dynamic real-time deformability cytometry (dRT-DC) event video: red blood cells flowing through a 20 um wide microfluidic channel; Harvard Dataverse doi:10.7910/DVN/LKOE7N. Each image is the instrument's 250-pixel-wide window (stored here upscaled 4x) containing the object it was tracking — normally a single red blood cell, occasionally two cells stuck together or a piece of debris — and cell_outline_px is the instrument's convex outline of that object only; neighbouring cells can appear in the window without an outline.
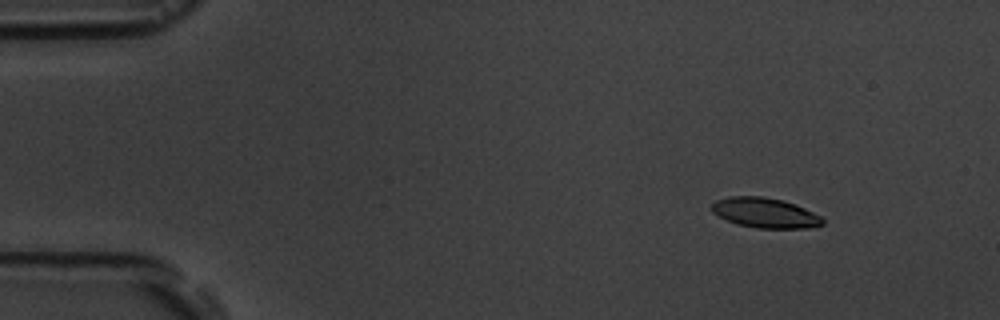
{"species": "common noctule bat (a hibernating species)", "species_latin": "Nyctalus noctula", "temperature_condition": "room temperature", "stored_images_in_passage": 5, "camera_frame_rate_fps": 3000, "um_per_image_px": 0.085, "animal": {"sex": "male", "body_mass_g": 19.5, "forearm_length_mm": 54.6}, "frame": {"image": 1, "passage_image": 2, "time_ms": 1.333, "image_size_px": [1000, 320], "cell_outline_px": [[824, 224], [808, 228], [756, 228], [736, 224], [712, 212], [712, 204], [716, 200], [728, 196], [764, 196], [784, 200], [796, 204], [820, 216], [824, 220]], "centroid_in_image_um": [65.03, 18.08], "position_along_channel_um": 20.0, "area_um2": 19.42}}
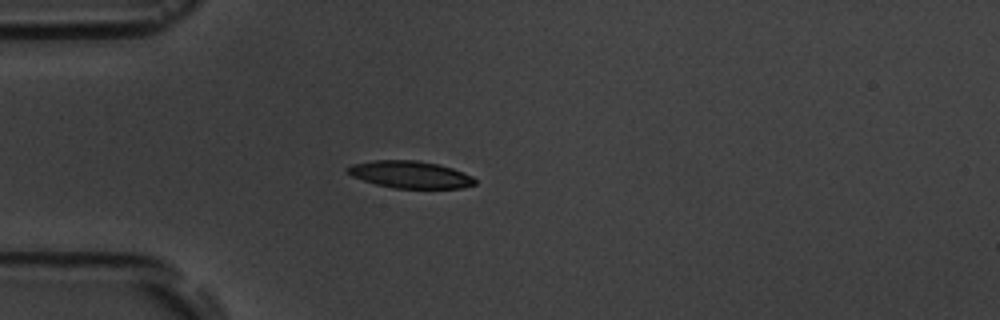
{"frame": {"image": 2, "passage_image": 5, "time_ms": 4.333, "image_size_px": [1000, 320], "cell_outline_px": [[476, 184], [460, 188], [396, 188], [376, 184], [352, 176], [344, 168], [352, 164], [372, 160], [416, 160], [440, 164], [452, 168], [472, 176], [476, 180]], "centroid_in_image_um": [34.86, 14.82], "position_along_channel_um": 50.1, "area_um2": 20.11}}